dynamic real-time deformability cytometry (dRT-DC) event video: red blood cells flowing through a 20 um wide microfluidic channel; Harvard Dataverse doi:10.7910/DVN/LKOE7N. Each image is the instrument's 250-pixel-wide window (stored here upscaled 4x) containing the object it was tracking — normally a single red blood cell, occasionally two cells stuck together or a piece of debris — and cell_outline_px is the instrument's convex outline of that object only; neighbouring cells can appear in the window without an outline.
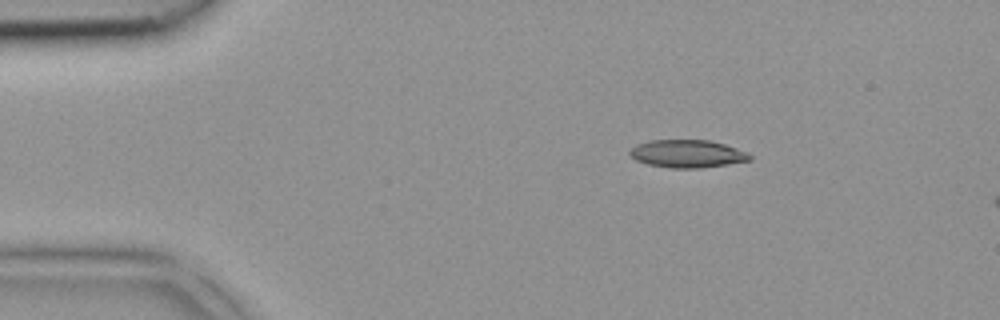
{"species": "common noctule bat (a hibernating species)", "species_latin": "Nyctalus noctula", "temperature_condition": "room temperature", "stored_images_in_passage": 3, "camera_frame_rate_fps": 3000, "um_per_image_px": 0.085, "animal": {"sex": "female", "body_mass_g": 18.4}, "frame": {"image": 1, "passage_image": 1, "time_ms": 0.0, "image_size_px": [1000, 320], "cell_outline_px": [[752, 160], [728, 164], [700, 168], [672, 168], [648, 164], [636, 160], [628, 152], [636, 144], [648, 140], [708, 140], [724, 144], [748, 152], [752, 156]], "centroid_in_image_um": [58.44, 13.06], "position_along_channel_um": 26.6, "area_um2": 19.42}}